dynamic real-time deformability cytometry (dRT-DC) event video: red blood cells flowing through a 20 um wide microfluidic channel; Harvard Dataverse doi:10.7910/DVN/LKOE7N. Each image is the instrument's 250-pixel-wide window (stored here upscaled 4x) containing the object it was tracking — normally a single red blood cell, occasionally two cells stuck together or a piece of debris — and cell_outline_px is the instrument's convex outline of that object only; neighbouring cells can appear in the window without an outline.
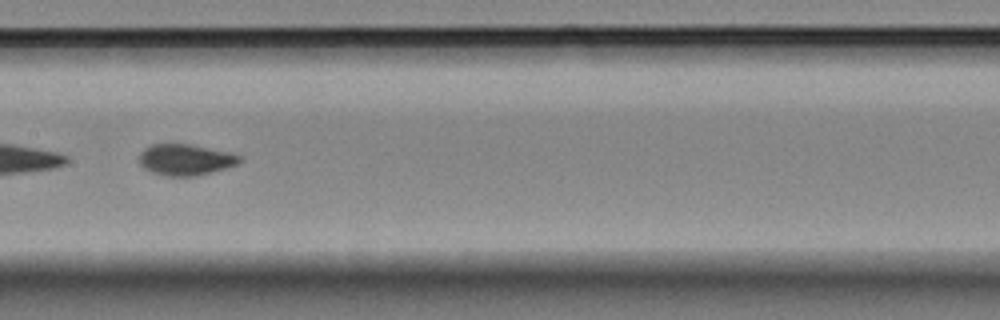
{"species": "Egyptian fruit bat (a non-hibernating species)", "species_latin": "Rousettus aegyptiacus", "temperature_condition": "room temperature", "stored_images_in_passage": 29, "segment_of_instrument_passage": [2, 2], "camera_frame_rate_fps": 3000, "um_per_image_px": 0.085, "animal": {"sex": "female"}, "frame": {"image": 1, "passage_image": 27, "time_ms": 8.667, "image_size_px": [1000, 320], "cell_outline_px": [[240, 160], [236, 164], [224, 168], [196, 176], [164, 176], [152, 172], [144, 168], [140, 164], [140, 152], [144, 148], [152, 144], [188, 144], [228, 152], [240, 156]], "centroid_in_image_um": [15.71, 13.58], "position_along_channel_um": 191.7, "area_um2": 17.92}}